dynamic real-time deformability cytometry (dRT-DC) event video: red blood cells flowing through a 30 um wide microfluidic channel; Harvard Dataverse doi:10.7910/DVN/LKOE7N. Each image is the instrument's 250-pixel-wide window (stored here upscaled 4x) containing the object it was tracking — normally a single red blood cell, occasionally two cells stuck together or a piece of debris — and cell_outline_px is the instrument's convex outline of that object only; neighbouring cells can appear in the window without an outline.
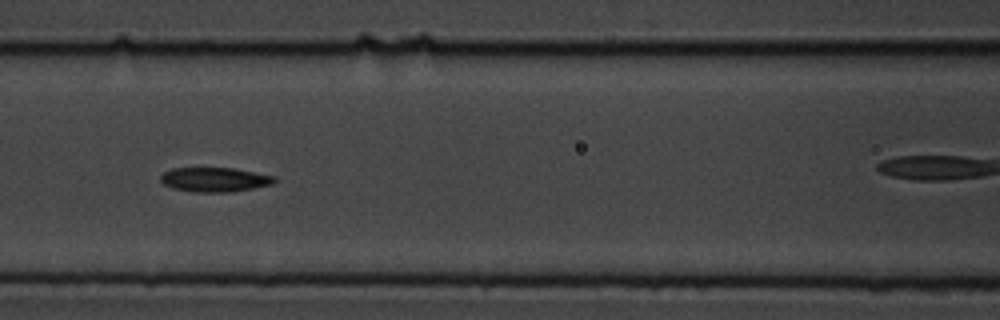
{"species": "common noctule bat (a hibernating species)", "species_latin": "Nyctalus noctula", "temperature_condition": "cold", "stored_images_in_passage": 9, "camera_frame_rate_fps": 3000, "um_per_image_px": 0.085, "animal": {"sex": "male", "body_mass_g": 19.5, "forearm_length_mm": 54.6}, "frame": {"image": 1, "passage_image": 8, "time_ms": 8.0, "image_size_px": [1000, 320], "cell_outline_px": [[276, 180], [272, 184], [232, 192], [192, 192], [172, 188], [164, 184], [160, 180], [160, 176], [164, 172], [172, 168], [236, 168], [276, 176]], "centroid_in_image_um": [18.25, 15.26], "position_along_channel_um": 148.4, "area_um2": 16.3}}